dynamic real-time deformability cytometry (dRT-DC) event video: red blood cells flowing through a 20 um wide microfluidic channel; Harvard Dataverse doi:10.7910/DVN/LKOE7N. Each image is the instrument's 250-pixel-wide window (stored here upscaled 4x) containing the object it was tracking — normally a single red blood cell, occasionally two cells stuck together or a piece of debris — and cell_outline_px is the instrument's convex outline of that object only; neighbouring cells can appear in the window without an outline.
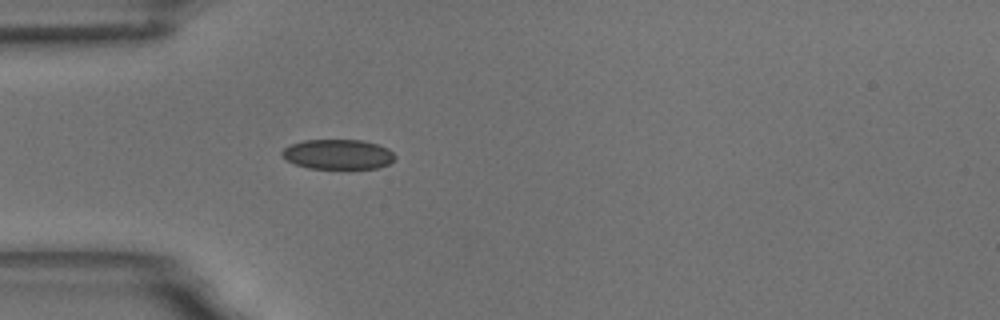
{"species": "common noctule bat (a hibernating species)", "species_latin": "Nyctalus noctula", "temperature_condition": "room temperature", "stored_images_in_passage": 1, "camera_frame_rate_fps": 3000, "um_per_image_px": 0.085, "animal": {"sex": "male", "body_mass_g": 18.8}, "frame": {"image": 1, "passage_image": 1, "time_ms": 0.0, "image_size_px": [1000, 320], "cell_outline_px": [[396, 160], [388, 164], [376, 168], [308, 168], [284, 160], [280, 156], [280, 152], [284, 148], [292, 144], [304, 140], [364, 140], [388, 148], [396, 156]], "centroid_in_image_um": [28.71, 13.11], "position_along_channel_um": 56.3, "area_um2": 19.77}}